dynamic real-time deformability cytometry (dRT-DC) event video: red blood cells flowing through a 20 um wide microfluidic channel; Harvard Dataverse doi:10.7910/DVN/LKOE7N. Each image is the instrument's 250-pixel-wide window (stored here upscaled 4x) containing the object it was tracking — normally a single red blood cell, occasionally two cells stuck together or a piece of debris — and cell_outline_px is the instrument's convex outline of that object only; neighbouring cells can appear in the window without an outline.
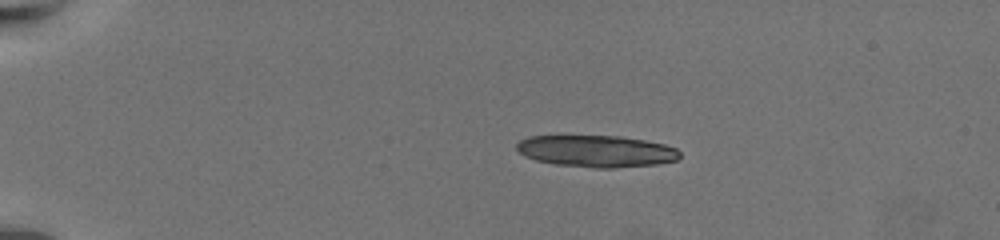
{"species": "common noctule bat (a hibernating species)", "species_latin": "Nyctalus noctula", "temperature_condition": "warm", "stored_images_in_passage": 50, "segment_of_instrument_passage": [1, 2], "camera_frame_rate_fps": 3000, "um_per_image_px": 0.085, "animal": {"sex": "female", "body_mass_g": 19.5, "forearm_length_mm": 54.1}, "frame": {"image": 1, "passage_image": 1, "time_ms": 0.0, "image_size_px": [1000, 240], "cell_outline_px": [[680, 156], [676, 160], [656, 164], [616, 168], [592, 168], [556, 164], [536, 160], [524, 156], [516, 148], [516, 144], [520, 140], [528, 136], [620, 136], [644, 140], [664, 144], [676, 148], [680, 152]], "centroid_in_image_um": [50.69, 12.85], "position_along_channel_um": 34.3, "area_um2": 30.23}}